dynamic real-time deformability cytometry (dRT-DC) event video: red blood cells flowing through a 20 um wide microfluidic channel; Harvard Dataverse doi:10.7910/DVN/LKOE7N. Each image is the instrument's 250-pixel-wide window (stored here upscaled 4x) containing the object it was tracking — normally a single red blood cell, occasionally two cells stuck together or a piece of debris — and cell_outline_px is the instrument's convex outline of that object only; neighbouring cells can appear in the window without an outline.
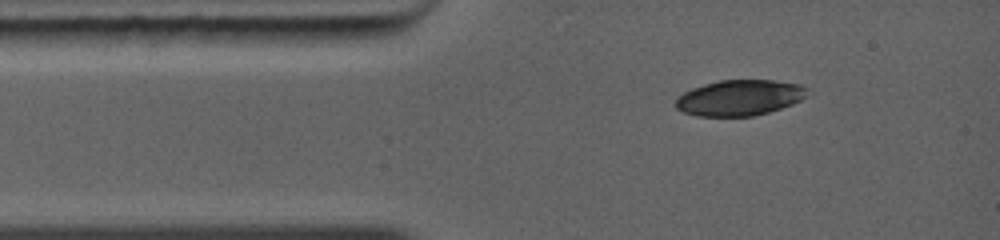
{"species": "common noctule bat (a hibernating species)", "species_latin": "Nyctalus noctula", "temperature_condition": "warm", "stored_images_in_passage": 2, "camera_frame_rate_fps": 5000, "um_per_image_px": 0.085, "animal": {"sex": "female", "body_mass_g": 19.0, "forearm_length_mm": 56.7}, "frame": {"image": 1, "passage_image": 1, "time_ms": 0.0, "image_size_px": [1000, 240], "cell_outline_px": [[808, 96], [792, 104], [768, 112], [752, 116], [696, 116], [684, 112], [676, 108], [676, 100], [684, 92], [692, 88], [704, 84], [720, 80], [772, 80], [800, 84], [808, 88]], "centroid_in_image_um": [62.89, 8.3], "position_along_channel_um": 22.1, "area_um2": 27.34}}